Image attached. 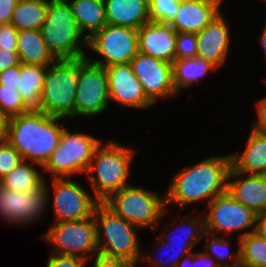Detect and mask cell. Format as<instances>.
I'll list each match as a JSON object with an SVG mask.
<instances>
[{"instance_id":"1","label":"cell","mask_w":266,"mask_h":267,"mask_svg":"<svg viewBox=\"0 0 266 267\" xmlns=\"http://www.w3.org/2000/svg\"><path fill=\"white\" fill-rule=\"evenodd\" d=\"M231 156L208 157L177 172L165 193L166 208L171 204L185 205L213 198L227 191ZM169 204V205H168Z\"/></svg>"},{"instance_id":"2","label":"cell","mask_w":266,"mask_h":267,"mask_svg":"<svg viewBox=\"0 0 266 267\" xmlns=\"http://www.w3.org/2000/svg\"><path fill=\"white\" fill-rule=\"evenodd\" d=\"M62 118L53 117L37 110L10 117L7 142L20 154L42 167L58 147L64 124ZM60 124V125H59Z\"/></svg>"},{"instance_id":"3","label":"cell","mask_w":266,"mask_h":267,"mask_svg":"<svg viewBox=\"0 0 266 267\" xmlns=\"http://www.w3.org/2000/svg\"><path fill=\"white\" fill-rule=\"evenodd\" d=\"M135 153L132 148L113 140L104 144L101 142L96 147L86 176L99 203L130 185L127 182Z\"/></svg>"},{"instance_id":"4","label":"cell","mask_w":266,"mask_h":267,"mask_svg":"<svg viewBox=\"0 0 266 267\" xmlns=\"http://www.w3.org/2000/svg\"><path fill=\"white\" fill-rule=\"evenodd\" d=\"M40 31L48 50L57 60L86 57L83 47L87 48L88 38L80 31L68 1H49Z\"/></svg>"},{"instance_id":"5","label":"cell","mask_w":266,"mask_h":267,"mask_svg":"<svg viewBox=\"0 0 266 267\" xmlns=\"http://www.w3.org/2000/svg\"><path fill=\"white\" fill-rule=\"evenodd\" d=\"M93 218L99 255L136 264L139 260H146L147 256H143L139 249L138 227L114 214L103 203L95 206Z\"/></svg>"},{"instance_id":"6","label":"cell","mask_w":266,"mask_h":267,"mask_svg":"<svg viewBox=\"0 0 266 267\" xmlns=\"http://www.w3.org/2000/svg\"><path fill=\"white\" fill-rule=\"evenodd\" d=\"M79 59L57 60L47 66L37 111L58 118L75 116Z\"/></svg>"},{"instance_id":"7","label":"cell","mask_w":266,"mask_h":267,"mask_svg":"<svg viewBox=\"0 0 266 267\" xmlns=\"http://www.w3.org/2000/svg\"><path fill=\"white\" fill-rule=\"evenodd\" d=\"M156 192L128 185L111 194L102 203L114 214L141 229L152 228L155 231L157 222L167 211L166 198Z\"/></svg>"},{"instance_id":"8","label":"cell","mask_w":266,"mask_h":267,"mask_svg":"<svg viewBox=\"0 0 266 267\" xmlns=\"http://www.w3.org/2000/svg\"><path fill=\"white\" fill-rule=\"evenodd\" d=\"M101 142L87 133H71L65 128L58 147L42 168L51 174V178H71L78 172L86 174L94 151Z\"/></svg>"},{"instance_id":"9","label":"cell","mask_w":266,"mask_h":267,"mask_svg":"<svg viewBox=\"0 0 266 267\" xmlns=\"http://www.w3.org/2000/svg\"><path fill=\"white\" fill-rule=\"evenodd\" d=\"M41 238L53 245L52 253L55 254L77 256L87 263L92 260L93 254L98 255L96 223L93 216L83 220L53 223Z\"/></svg>"},{"instance_id":"10","label":"cell","mask_w":266,"mask_h":267,"mask_svg":"<svg viewBox=\"0 0 266 267\" xmlns=\"http://www.w3.org/2000/svg\"><path fill=\"white\" fill-rule=\"evenodd\" d=\"M88 48L104 59L86 58L97 65L128 64L138 53L137 29L126 26L105 25L88 39Z\"/></svg>"},{"instance_id":"11","label":"cell","mask_w":266,"mask_h":267,"mask_svg":"<svg viewBox=\"0 0 266 267\" xmlns=\"http://www.w3.org/2000/svg\"><path fill=\"white\" fill-rule=\"evenodd\" d=\"M207 209L208 213L204 216L206 236L214 231L217 234L239 231L242 232L239 238H242L255 230L257 214L227 192L213 198L207 204ZM249 228L252 229L248 231Z\"/></svg>"},{"instance_id":"12","label":"cell","mask_w":266,"mask_h":267,"mask_svg":"<svg viewBox=\"0 0 266 267\" xmlns=\"http://www.w3.org/2000/svg\"><path fill=\"white\" fill-rule=\"evenodd\" d=\"M108 77L104 67L79 59V78L75 99V116H96L109 106Z\"/></svg>"},{"instance_id":"13","label":"cell","mask_w":266,"mask_h":267,"mask_svg":"<svg viewBox=\"0 0 266 267\" xmlns=\"http://www.w3.org/2000/svg\"><path fill=\"white\" fill-rule=\"evenodd\" d=\"M52 188V208L56 219L54 223L83 220L93 216L99 202L80 184L71 178H52Z\"/></svg>"},{"instance_id":"14","label":"cell","mask_w":266,"mask_h":267,"mask_svg":"<svg viewBox=\"0 0 266 267\" xmlns=\"http://www.w3.org/2000/svg\"><path fill=\"white\" fill-rule=\"evenodd\" d=\"M49 192L46 182L26 192H15L0 185V216L13 225L33 223L46 211Z\"/></svg>"},{"instance_id":"15","label":"cell","mask_w":266,"mask_h":267,"mask_svg":"<svg viewBox=\"0 0 266 267\" xmlns=\"http://www.w3.org/2000/svg\"><path fill=\"white\" fill-rule=\"evenodd\" d=\"M147 98L155 104L158 98L176 95L171 63L138 52L129 63Z\"/></svg>"},{"instance_id":"16","label":"cell","mask_w":266,"mask_h":267,"mask_svg":"<svg viewBox=\"0 0 266 267\" xmlns=\"http://www.w3.org/2000/svg\"><path fill=\"white\" fill-rule=\"evenodd\" d=\"M104 69L108 77L109 101L131 108L143 109L153 105L129 63L113 64Z\"/></svg>"},{"instance_id":"17","label":"cell","mask_w":266,"mask_h":267,"mask_svg":"<svg viewBox=\"0 0 266 267\" xmlns=\"http://www.w3.org/2000/svg\"><path fill=\"white\" fill-rule=\"evenodd\" d=\"M138 52L173 63L177 31L170 24L147 22L137 30Z\"/></svg>"},{"instance_id":"18","label":"cell","mask_w":266,"mask_h":267,"mask_svg":"<svg viewBox=\"0 0 266 267\" xmlns=\"http://www.w3.org/2000/svg\"><path fill=\"white\" fill-rule=\"evenodd\" d=\"M230 30L223 14L204 27L197 36V55L210 62L216 69L226 60L230 44Z\"/></svg>"},{"instance_id":"19","label":"cell","mask_w":266,"mask_h":267,"mask_svg":"<svg viewBox=\"0 0 266 267\" xmlns=\"http://www.w3.org/2000/svg\"><path fill=\"white\" fill-rule=\"evenodd\" d=\"M222 0H180L179 9L170 25L177 32H200L221 14Z\"/></svg>"},{"instance_id":"20","label":"cell","mask_w":266,"mask_h":267,"mask_svg":"<svg viewBox=\"0 0 266 267\" xmlns=\"http://www.w3.org/2000/svg\"><path fill=\"white\" fill-rule=\"evenodd\" d=\"M242 175V176H241ZM232 168L227 180V193L256 214L266 210V175L248 174ZM233 178V180H231Z\"/></svg>"},{"instance_id":"21","label":"cell","mask_w":266,"mask_h":267,"mask_svg":"<svg viewBox=\"0 0 266 267\" xmlns=\"http://www.w3.org/2000/svg\"><path fill=\"white\" fill-rule=\"evenodd\" d=\"M109 25L139 29L149 22L148 0H103Z\"/></svg>"},{"instance_id":"22","label":"cell","mask_w":266,"mask_h":267,"mask_svg":"<svg viewBox=\"0 0 266 267\" xmlns=\"http://www.w3.org/2000/svg\"><path fill=\"white\" fill-rule=\"evenodd\" d=\"M250 132L244 152L230 154L231 168L245 175H266V134Z\"/></svg>"},{"instance_id":"23","label":"cell","mask_w":266,"mask_h":267,"mask_svg":"<svg viewBox=\"0 0 266 267\" xmlns=\"http://www.w3.org/2000/svg\"><path fill=\"white\" fill-rule=\"evenodd\" d=\"M17 53L20 63L49 66L57 59L48 50L40 30L25 29L17 33Z\"/></svg>"},{"instance_id":"24","label":"cell","mask_w":266,"mask_h":267,"mask_svg":"<svg viewBox=\"0 0 266 267\" xmlns=\"http://www.w3.org/2000/svg\"><path fill=\"white\" fill-rule=\"evenodd\" d=\"M68 0L80 31L89 39L107 25L103 0ZM87 30V31H86Z\"/></svg>"},{"instance_id":"25","label":"cell","mask_w":266,"mask_h":267,"mask_svg":"<svg viewBox=\"0 0 266 267\" xmlns=\"http://www.w3.org/2000/svg\"><path fill=\"white\" fill-rule=\"evenodd\" d=\"M46 71V65L20 63L18 92L31 110L39 107Z\"/></svg>"},{"instance_id":"26","label":"cell","mask_w":266,"mask_h":267,"mask_svg":"<svg viewBox=\"0 0 266 267\" xmlns=\"http://www.w3.org/2000/svg\"><path fill=\"white\" fill-rule=\"evenodd\" d=\"M173 83L178 94L181 88H188L194 82L202 79L209 71L216 68L204 58L196 56L195 58L175 59L172 63Z\"/></svg>"},{"instance_id":"27","label":"cell","mask_w":266,"mask_h":267,"mask_svg":"<svg viewBox=\"0 0 266 267\" xmlns=\"http://www.w3.org/2000/svg\"><path fill=\"white\" fill-rule=\"evenodd\" d=\"M189 216V217H188ZM188 216L183 217V219L179 220L181 225H173L174 227L170 229L171 233L168 235H164L162 233L160 238L168 242V244L171 247L175 248H194L195 245L198 244L199 241L204 237L205 234V224H204V216L196 217L197 219H193L192 213H189ZM193 219V220H192ZM201 219V220H200ZM187 222V223H186ZM187 224V225H186ZM187 227V228H186ZM180 228V229H179ZM179 230V231H177ZM174 231V233H173ZM175 231L176 234H175ZM174 236H171V235ZM180 236L181 240L177 238V236ZM179 242V243H178ZM179 244V245H178Z\"/></svg>"},{"instance_id":"28","label":"cell","mask_w":266,"mask_h":267,"mask_svg":"<svg viewBox=\"0 0 266 267\" xmlns=\"http://www.w3.org/2000/svg\"><path fill=\"white\" fill-rule=\"evenodd\" d=\"M49 0H18L10 23L18 30H40L45 23Z\"/></svg>"},{"instance_id":"29","label":"cell","mask_w":266,"mask_h":267,"mask_svg":"<svg viewBox=\"0 0 266 267\" xmlns=\"http://www.w3.org/2000/svg\"><path fill=\"white\" fill-rule=\"evenodd\" d=\"M33 162L21 161L16 168L0 180V185L15 192L36 190L45 183L37 169L32 167Z\"/></svg>"},{"instance_id":"30","label":"cell","mask_w":266,"mask_h":267,"mask_svg":"<svg viewBox=\"0 0 266 267\" xmlns=\"http://www.w3.org/2000/svg\"><path fill=\"white\" fill-rule=\"evenodd\" d=\"M240 267H266V240L255 232L238 240Z\"/></svg>"},{"instance_id":"31","label":"cell","mask_w":266,"mask_h":267,"mask_svg":"<svg viewBox=\"0 0 266 267\" xmlns=\"http://www.w3.org/2000/svg\"><path fill=\"white\" fill-rule=\"evenodd\" d=\"M209 238L206 237V244L204 245L203 250H206V253L211 256L220 267H240V248H238L236 253H231L229 248L230 244L225 238L220 239L217 236L213 237V235ZM227 258L233 261L231 262V265L230 263H225L224 260Z\"/></svg>"},{"instance_id":"32","label":"cell","mask_w":266,"mask_h":267,"mask_svg":"<svg viewBox=\"0 0 266 267\" xmlns=\"http://www.w3.org/2000/svg\"><path fill=\"white\" fill-rule=\"evenodd\" d=\"M179 4L180 0H148L149 22L170 24Z\"/></svg>"},{"instance_id":"33","label":"cell","mask_w":266,"mask_h":267,"mask_svg":"<svg viewBox=\"0 0 266 267\" xmlns=\"http://www.w3.org/2000/svg\"><path fill=\"white\" fill-rule=\"evenodd\" d=\"M18 90L0 85V111L9 117L29 112Z\"/></svg>"},{"instance_id":"34","label":"cell","mask_w":266,"mask_h":267,"mask_svg":"<svg viewBox=\"0 0 266 267\" xmlns=\"http://www.w3.org/2000/svg\"><path fill=\"white\" fill-rule=\"evenodd\" d=\"M157 245L158 246H156V247H158V250H157V253H158V251L160 252V254H162V251H163V253L165 252V254H166V252H168L169 251V253L171 254L170 256H169V262L168 261H166V260H161V258L159 259V258H157V254H155L156 253V250H155V252H153L154 253V257H151V256H148L147 258H148V260L150 261V263H151V267H176L177 266V264H178V262H179V260L184 256V255H189L190 253H192L191 252V249L192 248H175V247H171L169 244H168V242H165V241H163L160 237H158V243H157ZM175 249V250H174ZM162 250V251H161ZM173 253H172V252ZM164 254H162V255H160V256H163ZM156 257V258H155ZM165 261H166V263H165Z\"/></svg>"},{"instance_id":"35","label":"cell","mask_w":266,"mask_h":267,"mask_svg":"<svg viewBox=\"0 0 266 267\" xmlns=\"http://www.w3.org/2000/svg\"><path fill=\"white\" fill-rule=\"evenodd\" d=\"M22 158L18 151L11 146L7 141L0 143V180L10 173Z\"/></svg>"},{"instance_id":"36","label":"cell","mask_w":266,"mask_h":267,"mask_svg":"<svg viewBox=\"0 0 266 267\" xmlns=\"http://www.w3.org/2000/svg\"><path fill=\"white\" fill-rule=\"evenodd\" d=\"M197 36L195 33L177 32L175 59L195 58Z\"/></svg>"},{"instance_id":"37","label":"cell","mask_w":266,"mask_h":267,"mask_svg":"<svg viewBox=\"0 0 266 267\" xmlns=\"http://www.w3.org/2000/svg\"><path fill=\"white\" fill-rule=\"evenodd\" d=\"M18 30L11 24H0V48L17 51Z\"/></svg>"},{"instance_id":"38","label":"cell","mask_w":266,"mask_h":267,"mask_svg":"<svg viewBox=\"0 0 266 267\" xmlns=\"http://www.w3.org/2000/svg\"><path fill=\"white\" fill-rule=\"evenodd\" d=\"M87 262L77 256L52 253L46 267H86Z\"/></svg>"},{"instance_id":"39","label":"cell","mask_w":266,"mask_h":267,"mask_svg":"<svg viewBox=\"0 0 266 267\" xmlns=\"http://www.w3.org/2000/svg\"><path fill=\"white\" fill-rule=\"evenodd\" d=\"M20 81V64L0 72V85L18 90Z\"/></svg>"},{"instance_id":"40","label":"cell","mask_w":266,"mask_h":267,"mask_svg":"<svg viewBox=\"0 0 266 267\" xmlns=\"http://www.w3.org/2000/svg\"><path fill=\"white\" fill-rule=\"evenodd\" d=\"M257 123L254 124L253 130L266 134V97L257 102Z\"/></svg>"},{"instance_id":"41","label":"cell","mask_w":266,"mask_h":267,"mask_svg":"<svg viewBox=\"0 0 266 267\" xmlns=\"http://www.w3.org/2000/svg\"><path fill=\"white\" fill-rule=\"evenodd\" d=\"M20 64L17 51H7L0 48V72Z\"/></svg>"},{"instance_id":"42","label":"cell","mask_w":266,"mask_h":267,"mask_svg":"<svg viewBox=\"0 0 266 267\" xmlns=\"http://www.w3.org/2000/svg\"><path fill=\"white\" fill-rule=\"evenodd\" d=\"M18 0H0V24H9Z\"/></svg>"},{"instance_id":"43","label":"cell","mask_w":266,"mask_h":267,"mask_svg":"<svg viewBox=\"0 0 266 267\" xmlns=\"http://www.w3.org/2000/svg\"><path fill=\"white\" fill-rule=\"evenodd\" d=\"M192 264L194 267H220L216 261L206 252H192Z\"/></svg>"},{"instance_id":"44","label":"cell","mask_w":266,"mask_h":267,"mask_svg":"<svg viewBox=\"0 0 266 267\" xmlns=\"http://www.w3.org/2000/svg\"><path fill=\"white\" fill-rule=\"evenodd\" d=\"M128 264L124 260L108 258L98 254L94 258L93 267H126Z\"/></svg>"},{"instance_id":"45","label":"cell","mask_w":266,"mask_h":267,"mask_svg":"<svg viewBox=\"0 0 266 267\" xmlns=\"http://www.w3.org/2000/svg\"><path fill=\"white\" fill-rule=\"evenodd\" d=\"M254 232L266 240V210L257 214Z\"/></svg>"},{"instance_id":"46","label":"cell","mask_w":266,"mask_h":267,"mask_svg":"<svg viewBox=\"0 0 266 267\" xmlns=\"http://www.w3.org/2000/svg\"><path fill=\"white\" fill-rule=\"evenodd\" d=\"M9 120L10 117L0 111V143L7 141Z\"/></svg>"},{"instance_id":"47","label":"cell","mask_w":266,"mask_h":267,"mask_svg":"<svg viewBox=\"0 0 266 267\" xmlns=\"http://www.w3.org/2000/svg\"><path fill=\"white\" fill-rule=\"evenodd\" d=\"M182 259L183 258L179 260L176 267H194V265L192 264V253L186 255V258H184V260Z\"/></svg>"},{"instance_id":"48","label":"cell","mask_w":266,"mask_h":267,"mask_svg":"<svg viewBox=\"0 0 266 267\" xmlns=\"http://www.w3.org/2000/svg\"><path fill=\"white\" fill-rule=\"evenodd\" d=\"M260 43H261V46L264 48L265 53H266V24H265V27L262 30V33L260 36Z\"/></svg>"},{"instance_id":"49","label":"cell","mask_w":266,"mask_h":267,"mask_svg":"<svg viewBox=\"0 0 266 267\" xmlns=\"http://www.w3.org/2000/svg\"><path fill=\"white\" fill-rule=\"evenodd\" d=\"M136 265H138V263H129L126 267H135Z\"/></svg>"},{"instance_id":"50","label":"cell","mask_w":266,"mask_h":267,"mask_svg":"<svg viewBox=\"0 0 266 267\" xmlns=\"http://www.w3.org/2000/svg\"><path fill=\"white\" fill-rule=\"evenodd\" d=\"M49 1H68V0H49Z\"/></svg>"}]
</instances>
